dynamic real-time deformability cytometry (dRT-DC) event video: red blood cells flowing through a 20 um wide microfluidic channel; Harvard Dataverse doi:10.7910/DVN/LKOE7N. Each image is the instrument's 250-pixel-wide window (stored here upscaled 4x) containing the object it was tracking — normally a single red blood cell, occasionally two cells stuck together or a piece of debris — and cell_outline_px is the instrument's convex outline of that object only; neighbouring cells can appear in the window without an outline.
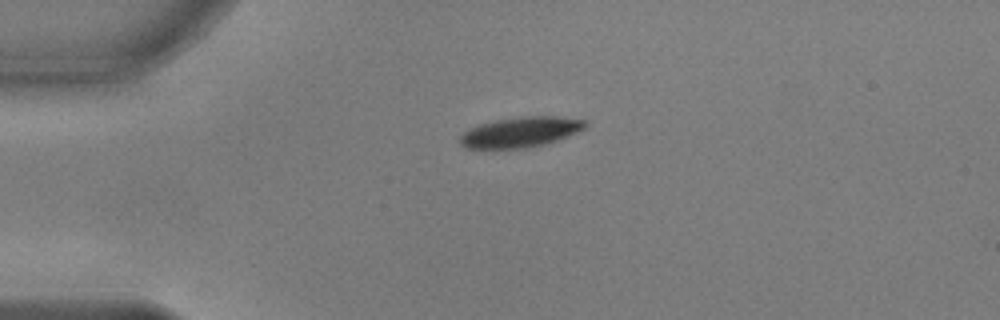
{"species": "common noctule bat (a hibernating species)", "species_latin": "Nyctalus noctula", "temperature_condition": "warm", "stored_images_in_passage": 42, "camera_frame_rate_fps": 3000, "um_per_image_px": 0.085, "animal": {"sex": "male", "body_mass_g": 17.9, "forearm_length_mm": 54.2}, "frame": {"image": 1, "passage_image": 1, "time_ms": 0.0, "image_size_px": [1000, 320], "cell_outline_px": [[588, 124], [584, 128], [568, 136], [544, 144], [524, 148], [464, 148], [460, 144], [460, 136], [464, 132], [480, 124], [496, 120], [520, 116], [556, 116], [584, 120]], "centroid_in_image_um": [44.24, 11.22], "position_along_channel_um": 40.8, "area_um2": 21.85}}
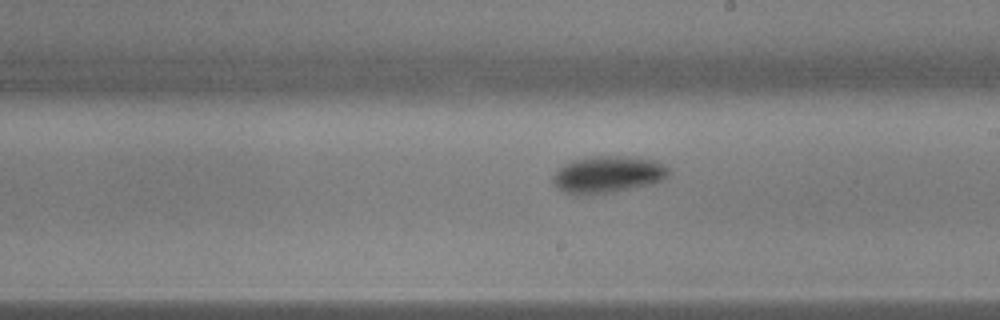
{"frame": {"image": 2, "passage_image": 19, "time_ms": 6.0, "image_size_px": [1000, 320], "cell_outline_px": [[672, 172], [668, 176], [652, 184], [592, 196], [576, 196], [564, 192], [556, 188], [552, 184], [552, 176], [564, 164], [572, 160], [592, 156], [628, 156], [656, 160], [672, 168]], "centroid_in_image_um": [51.66, 14.85], "position_along_channel_um": 237.3, "area_um2": 25.61}}
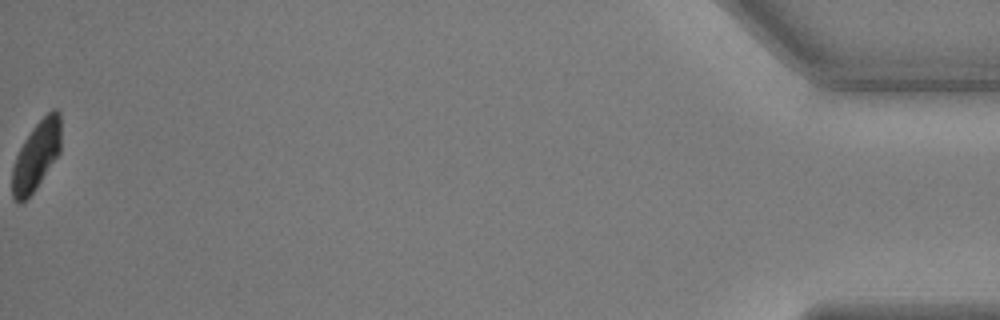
{"frame": {"image": 3, "passage_image": 42, "time_ms": 13.667, "image_size_px": [1000, 320], "cell_outline_px": [[60, 152], [36, 188], [20, 204], [12, 196], [12, 168], [16, 156], [24, 140], [32, 128], [52, 108], [56, 108], [60, 112]], "centroid_in_image_um": [3.09, 13.21], "position_along_channel_um": 432.1, "area_um2": 19.36}, "authors_computed_cell_mechanics": {"area_um2": 23.2934, "velocity_mm_per_s": 3.7773, "shape_relaxation_time_tau1_ms": 1.8003, "shape_relaxation_time_tau2_ms": null, "deformation_change_tau1": 0.1217, "deformation_change_tau2": null}}